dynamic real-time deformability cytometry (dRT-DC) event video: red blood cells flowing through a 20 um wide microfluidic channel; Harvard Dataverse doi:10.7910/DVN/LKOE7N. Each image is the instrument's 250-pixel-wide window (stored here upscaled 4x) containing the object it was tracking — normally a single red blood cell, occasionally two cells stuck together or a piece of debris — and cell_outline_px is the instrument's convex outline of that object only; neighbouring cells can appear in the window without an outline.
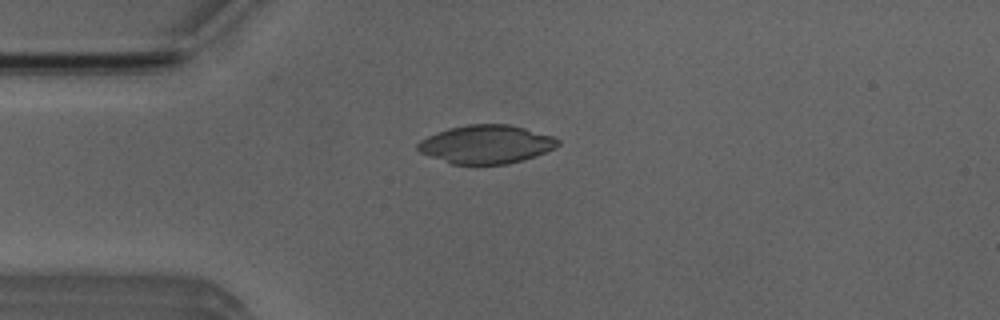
{"species": "Egyptian fruit bat (a non-hibernating species)", "species_latin": "Rousettus aegyptiacus", "temperature_condition": "room temperature", "stored_images_in_passage": 1, "camera_frame_rate_fps": 3000, "um_per_image_px": 0.085, "animal": {"sex": "male"}, "frame": {"image": 1, "passage_image": 1, "time_ms": 0.0, "image_size_px": [1000, 320], "cell_outline_px": [[560, 144], [556, 148], [536, 156], [504, 164], [452, 164], [420, 152], [416, 148], [416, 144], [420, 140], [436, 132], [448, 128], [468, 124], [508, 124], [524, 128], [552, 136], [560, 140]], "centroid_in_image_um": [41.32, 12.26], "position_along_channel_um": 43.7, "area_um2": 31.27}}